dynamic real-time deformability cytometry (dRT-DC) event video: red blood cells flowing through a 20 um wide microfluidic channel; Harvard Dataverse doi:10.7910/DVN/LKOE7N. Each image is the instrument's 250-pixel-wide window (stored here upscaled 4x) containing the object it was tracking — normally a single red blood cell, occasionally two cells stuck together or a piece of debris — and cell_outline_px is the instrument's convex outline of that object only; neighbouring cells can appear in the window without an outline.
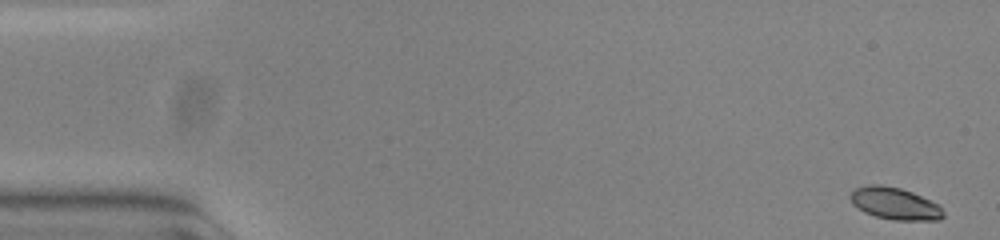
{"species": "common noctule bat (a hibernating species)", "species_latin": "Nyctalus noctula", "temperature_condition": "warm", "stored_images_in_passage": 54, "camera_frame_rate_fps": 3000, "um_per_image_px": 0.085, "animal": {"sex": "female", "body_mass_g": 23.0, "forearm_length_mm": 53.4}, "frame": {"image": 1, "passage_image": 1, "time_ms": 0.0, "image_size_px": [1000, 240], "cell_outline_px": [[944, 216], [940, 220], [892, 220], [876, 216], [864, 212], [852, 204], [848, 196], [856, 188], [868, 184], [880, 184], [900, 188], [912, 192], [940, 204], [944, 212]], "centroid_in_image_um": [76.07, 17.3], "position_along_channel_um": 8.9, "area_um2": 17.57}}
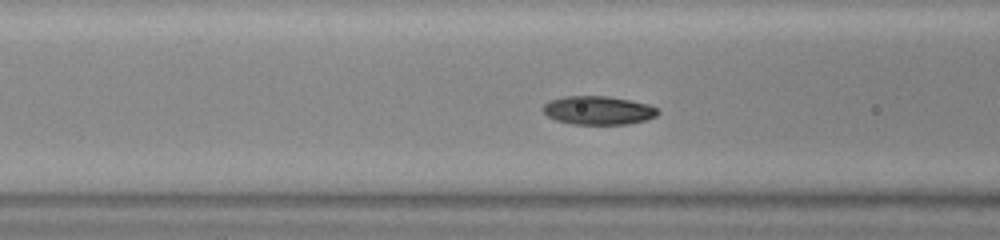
{"frame": {"image": 2, "passage_image": 21, "time_ms": 6.667, "image_size_px": [1000, 240], "cell_outline_px": [[660, 112], [656, 116], [644, 120], [628, 124], [572, 124], [556, 120], [548, 116], [540, 108], [548, 100], [564, 96], [608, 96], [648, 104], [656, 108]], "centroid_in_image_um": [50.8, 9.37], "position_along_channel_um": 115.8, "area_um2": 19.13}}
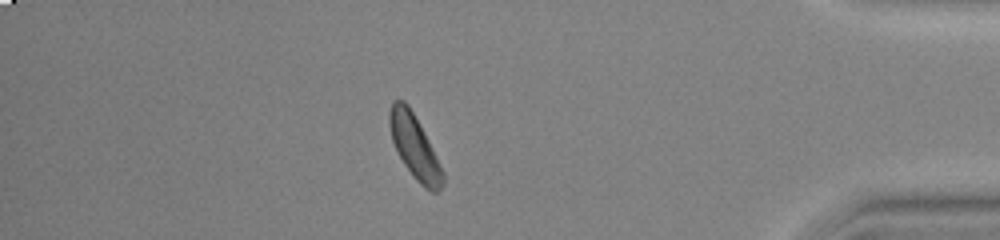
{"frame": {"image": 3, "passage_image": 47, "time_ms": 15.333, "image_size_px": [1000, 240], "cell_outline_px": [[444, 184], [436, 192], [432, 192], [424, 188], [412, 176], [404, 164], [392, 140], [388, 124], [388, 112], [392, 100], [404, 100], [408, 104], [428, 140], [444, 172]], "centroid_in_image_um": [35.22, 12.48], "position_along_channel_um": 400.0, "area_um2": 19.65}, "authors_computed_cell_mechanics": {"area_um2": 18.8139, "velocity_mm_per_s": 3.7494, "shape_relaxation_time_tau1_ms": 9.4182, "shape_relaxation_time_tau2_ms": null, "deformation_change_tau1": 0.2379, "deformation_change_tau2": null}}